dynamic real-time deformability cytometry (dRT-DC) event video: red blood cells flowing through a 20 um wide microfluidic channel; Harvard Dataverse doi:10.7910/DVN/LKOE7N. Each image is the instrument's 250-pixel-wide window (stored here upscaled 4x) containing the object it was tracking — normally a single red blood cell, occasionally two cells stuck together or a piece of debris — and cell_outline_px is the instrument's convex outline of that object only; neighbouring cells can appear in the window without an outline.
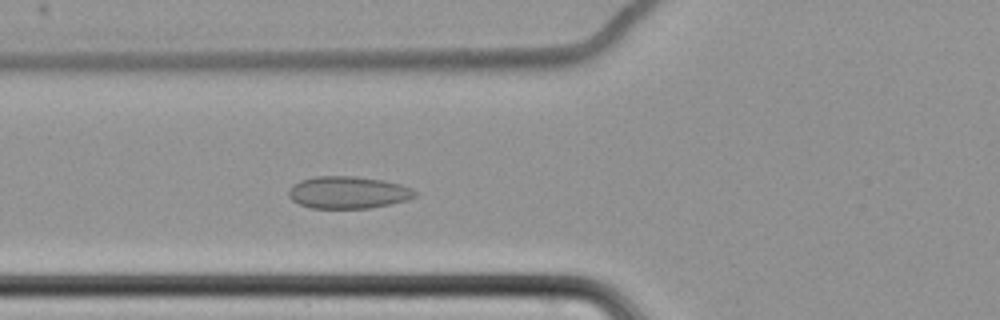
{"species": "common noctule bat (a hibernating species)", "species_latin": "Nyctalus noctula", "temperature_condition": "cold", "stored_images_in_passage": 59, "camera_frame_rate_fps": 3000, "um_per_image_px": 0.085, "animal": {"sex": "female", "body_mass_g": 22.7, "forearm_length_mm": 54.2}, "frame": {"image": 1, "passage_image": 22, "time_ms": 7.0, "image_size_px": [1000, 320], "cell_outline_px": [[416, 196], [392, 204], [368, 208], [312, 208], [300, 204], [292, 200], [288, 196], [288, 192], [292, 184], [300, 180], [316, 176], [356, 176], [384, 180], [400, 184], [412, 188], [416, 192]], "centroid_in_image_um": [29.57, 16.35], "position_along_channel_um": 96.2, "area_um2": 23.76}}
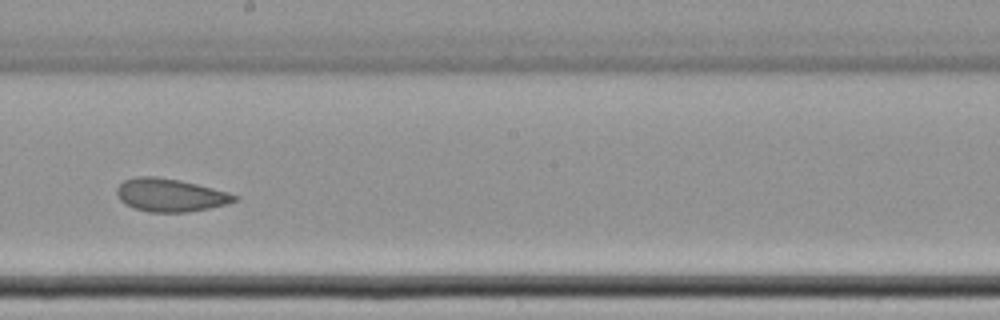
{"frame": {"image": 2, "passage_image": 34, "time_ms": 11.0, "image_size_px": [1000, 320], "cell_outline_px": [[240, 196], [236, 200], [224, 204], [208, 208], [188, 212], [148, 212], [124, 204], [116, 196], [116, 188], [124, 180], [136, 176], [156, 176], [180, 180], [228, 192]], "centroid_in_image_um": [14.42, 16.57], "position_along_channel_um": 233.8, "area_um2": 22.6}}
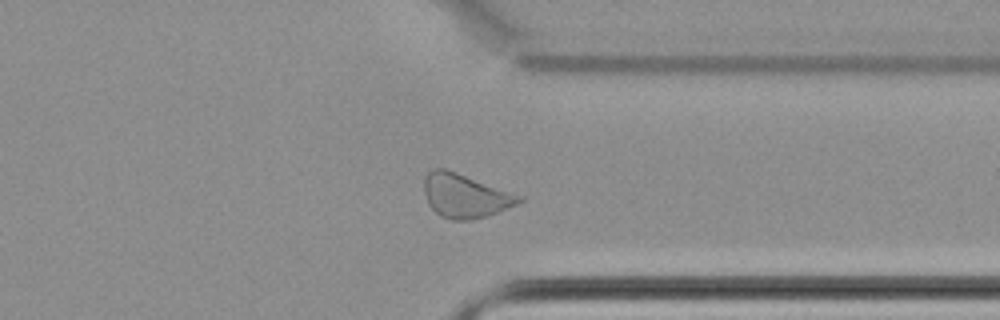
{"frame": {"image": 3, "passage_image": 46, "time_ms": 15.0, "image_size_px": [1000, 320], "cell_outline_px": [[524, 200], [516, 204], [488, 216], [472, 220], [452, 220], [440, 216], [428, 204], [424, 192], [424, 176], [432, 168], [444, 168], [456, 172], [524, 196]], "centroid_in_image_um": [39.53, 16.64], "position_along_channel_um": 371.9, "area_um2": 24.33}, "authors_computed_cell_mechanics": {"area_um2": 24.854, "velocity_mm_per_s": 3.4447, "shape_relaxation_time_tau1_ms": null, "shape_relaxation_time_tau2_ms": 3.0575, "deformation_change_tau1": null, "deformation_change_tau2": 0.0524}}